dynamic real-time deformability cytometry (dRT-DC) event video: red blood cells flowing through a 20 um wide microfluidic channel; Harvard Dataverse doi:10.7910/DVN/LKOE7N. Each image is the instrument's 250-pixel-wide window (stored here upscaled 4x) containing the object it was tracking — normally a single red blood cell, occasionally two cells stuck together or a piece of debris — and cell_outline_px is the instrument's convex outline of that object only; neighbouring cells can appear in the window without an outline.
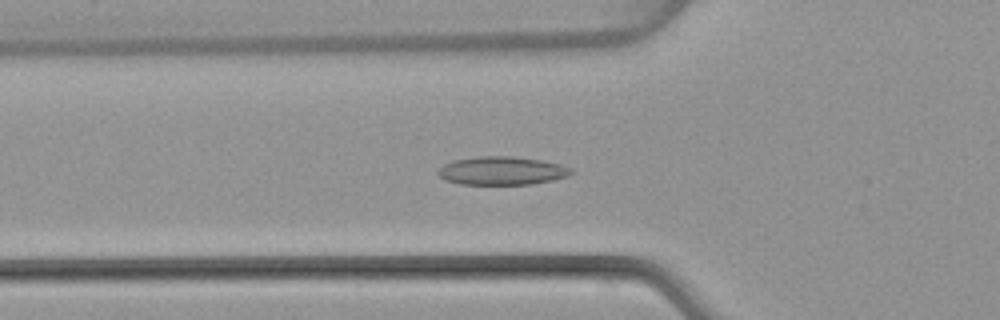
{"species": "common noctule bat (a hibernating species)", "species_latin": "Nyctalus noctula", "temperature_condition": "warm", "stored_images_in_passage": 52, "camera_frame_rate_fps": 3000, "um_per_image_px": 0.085, "animal": {"sex": "female", "body_mass_g": 22.7, "forearm_length_mm": 54.2}, "frame": {"image": 1, "passage_image": 18, "time_ms": 5.667, "image_size_px": [1000, 320], "cell_outline_px": [[572, 172], [568, 176], [552, 180], [532, 184], [460, 184], [444, 180], [436, 172], [444, 164], [456, 160], [476, 156], [512, 156], [540, 160], [560, 164], [572, 168]], "centroid_in_image_um": [42.65, 14.51], "position_along_channel_um": 83.1, "area_um2": 21.91}}
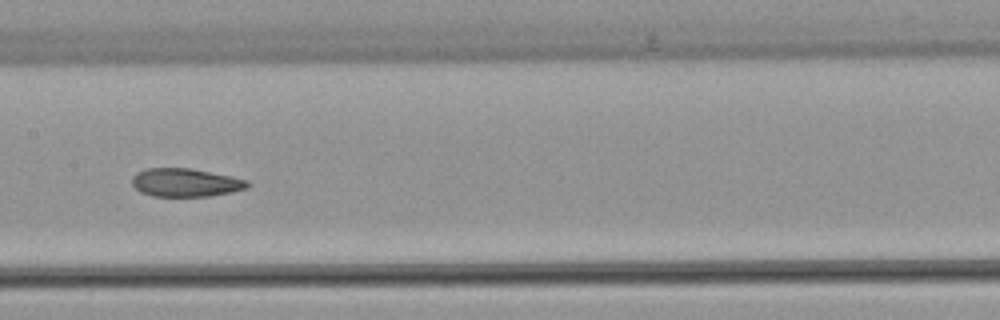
{"frame": {"image": 2, "passage_image": 26, "time_ms": 8.333, "image_size_px": [1000, 320], "cell_outline_px": [[252, 184], [248, 188], [232, 192], [208, 196], [152, 196], [140, 192], [132, 184], [132, 176], [136, 172], [144, 168], [192, 168], [232, 176], [248, 180]], "centroid_in_image_um": [15.79, 15.51], "position_along_channel_um": 191.6, "area_um2": 19.31}}
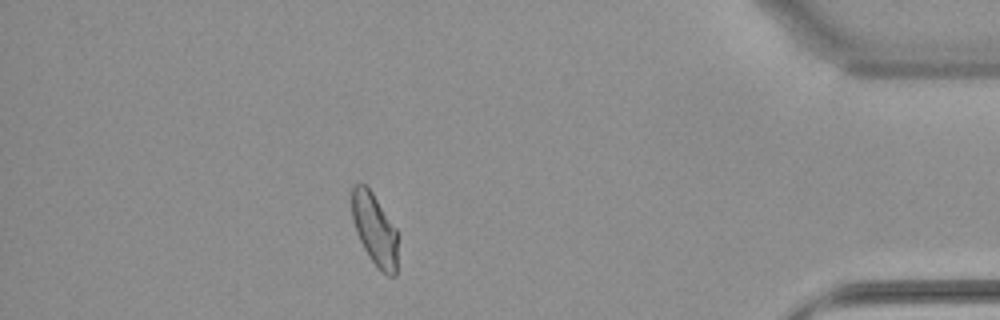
{"frame": {"image": 3, "passage_image": 45, "time_ms": 14.667, "image_size_px": [1000, 320], "cell_outline_px": [[396, 276], [388, 276], [380, 272], [368, 256], [356, 232], [352, 220], [352, 184], [364, 184], [372, 192], [396, 228]], "centroid_in_image_um": [31.83, 19.52], "position_along_channel_um": 403.4, "area_um2": 19.13}, "authors_computed_cell_mechanics": {"area_um2": 20.4612, "velocity_mm_per_s": 4.0469, "shape_relaxation_time_tau1_ms": null, "shape_relaxation_time_tau2_ms": 2.3864, "deformation_change_tau1": null, "deformation_change_tau2": 0.0627}}